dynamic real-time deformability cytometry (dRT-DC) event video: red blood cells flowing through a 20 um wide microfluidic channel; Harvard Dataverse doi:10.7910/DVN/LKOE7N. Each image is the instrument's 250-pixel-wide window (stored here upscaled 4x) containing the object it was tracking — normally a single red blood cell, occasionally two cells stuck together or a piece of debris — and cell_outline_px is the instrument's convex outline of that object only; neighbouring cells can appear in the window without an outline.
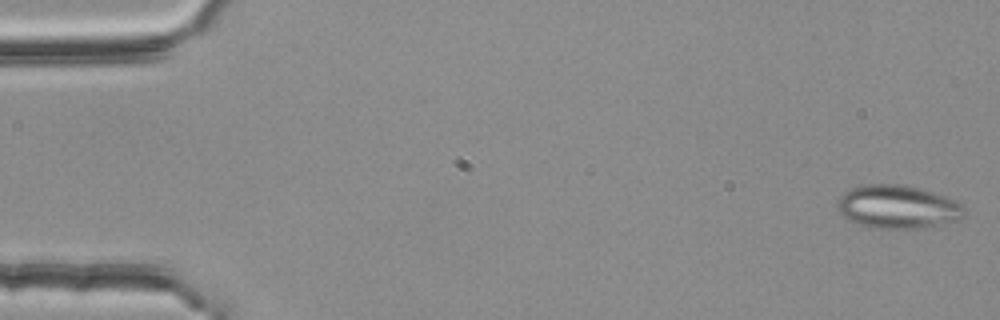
{"species": "common noctule bat (a hibernating species)", "species_latin": "Nyctalus noctula", "temperature_condition": "room temperature", "stored_images_in_passage": 13, "camera_frame_rate_fps": 3000, "um_per_image_px": 0.085, "animal": {"sex": "female", "body_mass_g": 25.1}, "frame": {"image": 1, "passage_image": 1, "time_ms": 0.0, "image_size_px": [1000, 320], "cell_outline_px": [[964, 212], [956, 220], [940, 224], [916, 228], [872, 228], [856, 224], [848, 220], [840, 212], [836, 204], [836, 200], [844, 192], [852, 188], [864, 184], [904, 184], [944, 196], [964, 204]], "centroid_in_image_um": [76.24, 17.57], "position_along_channel_um": 8.8, "area_um2": 31.85}}